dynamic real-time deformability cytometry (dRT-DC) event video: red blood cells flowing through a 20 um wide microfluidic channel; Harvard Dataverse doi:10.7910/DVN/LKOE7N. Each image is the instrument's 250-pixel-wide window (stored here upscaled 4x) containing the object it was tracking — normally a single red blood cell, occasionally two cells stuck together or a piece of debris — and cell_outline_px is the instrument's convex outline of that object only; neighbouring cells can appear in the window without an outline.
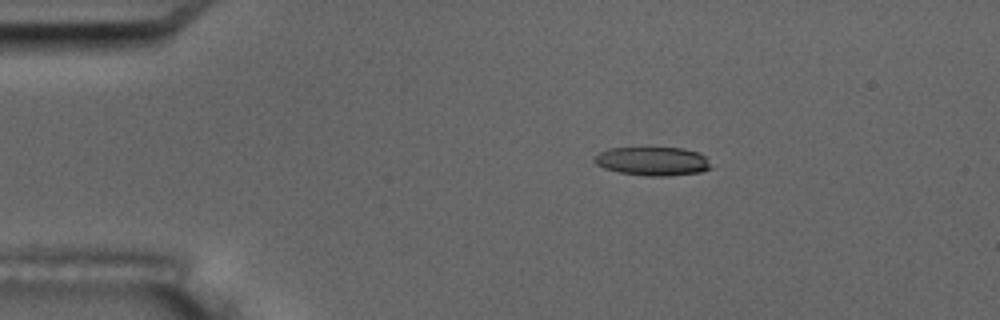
{"species": "common noctule bat (a hibernating species)", "species_latin": "Nyctalus noctula", "temperature_condition": "room temperature", "stored_images_in_passage": 5, "camera_frame_rate_fps": 3000, "um_per_image_px": 0.085, "animal": {"sex": "male", "body_mass_g": 17.5, "forearm_length_mm": 52.3}, "frame": {"image": 1, "passage_image": 3, "time_ms": 2.333, "image_size_px": [1000, 320], "cell_outline_px": [[712, 168], [700, 172], [668, 176], [644, 176], [620, 172], [604, 168], [596, 164], [592, 160], [600, 152], [608, 148], [684, 148], [696, 152], [704, 156]], "centroid_in_image_um": [55.45, 13.71], "position_along_channel_um": 29.5, "area_um2": 19.36}}